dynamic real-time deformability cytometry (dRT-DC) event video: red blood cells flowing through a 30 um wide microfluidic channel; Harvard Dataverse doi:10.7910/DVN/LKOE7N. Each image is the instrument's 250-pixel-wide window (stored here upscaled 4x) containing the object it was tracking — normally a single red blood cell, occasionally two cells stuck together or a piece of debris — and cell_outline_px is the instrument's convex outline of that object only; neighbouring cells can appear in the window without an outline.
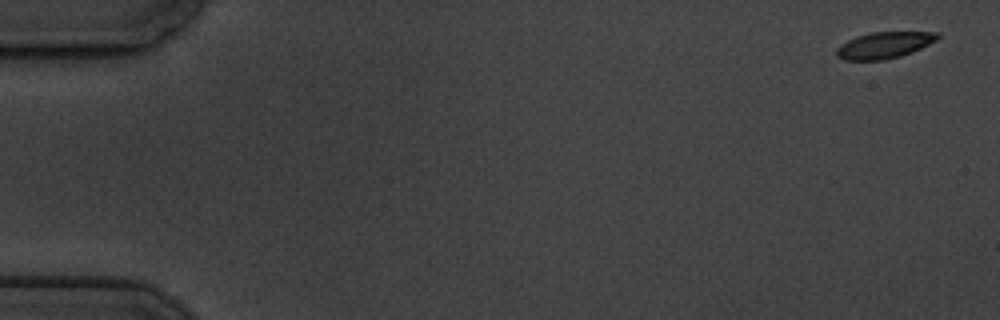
{"species": "common noctule bat (a hibernating species)", "species_latin": "Nyctalus noctula", "temperature_condition": "cold", "stored_images_in_passage": 9, "camera_frame_rate_fps": 3000, "um_per_image_px": 0.085, "animal": {"sex": "male", "body_mass_g": 19.5, "forearm_length_mm": 54.6}, "frame": {"image": 1, "passage_image": 1, "time_ms": 0.0, "image_size_px": [1000, 320], "cell_outline_px": [[940, 36], [936, 40], [912, 52], [900, 56], [884, 60], [844, 60], [836, 56], [836, 48], [840, 44], [856, 36], [872, 32], [940, 32]], "centroid_in_image_um": [75.13, 3.84], "position_along_channel_um": 9.9, "area_um2": 15.55}}
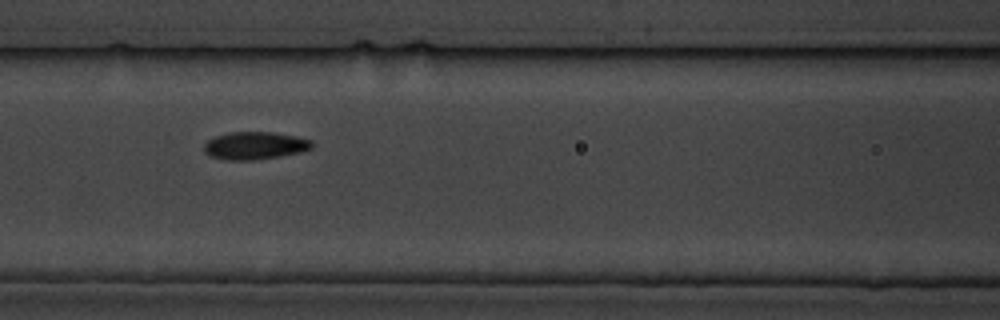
{"frame": {"image": 2, "passage_image": 8, "time_ms": 8.0, "image_size_px": [1000, 320], "cell_outline_px": [[312, 148], [300, 152], [280, 156], [256, 160], [224, 160], [208, 156], [204, 152], [204, 144], [208, 140], [216, 136], [228, 132], [272, 132], [296, 136], [312, 140]], "centroid_in_image_um": [21.63, 12.38], "position_along_channel_um": 145.0, "area_um2": 17.51}}
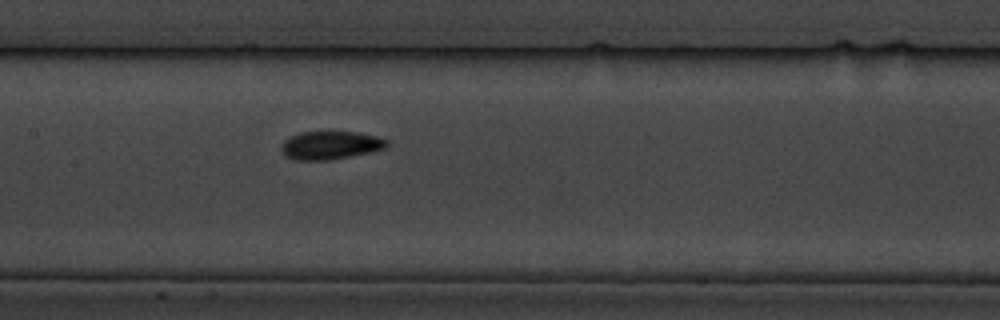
{"frame": {"image": 3, "passage_image": 9, "time_ms": 9.0, "image_size_px": [1000, 320], "cell_outline_px": [[388, 144], [384, 148], [368, 152], [328, 160], [296, 160], [284, 156], [280, 148], [280, 144], [284, 140], [300, 132], [356, 132], [376, 136], [388, 140]], "centroid_in_image_um": [28.02, 12.34], "position_along_channel_um": 179.4, "area_um2": 17.17}}